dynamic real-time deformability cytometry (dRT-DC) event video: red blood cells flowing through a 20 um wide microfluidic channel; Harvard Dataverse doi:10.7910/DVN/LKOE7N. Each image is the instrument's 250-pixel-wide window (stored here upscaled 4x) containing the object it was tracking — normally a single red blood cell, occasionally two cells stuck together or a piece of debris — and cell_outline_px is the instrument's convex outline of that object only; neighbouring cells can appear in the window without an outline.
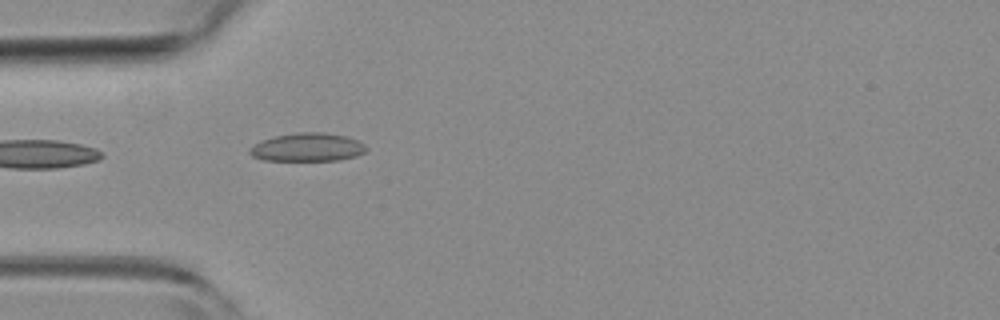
{"species": "common noctule bat (a hibernating species)", "species_latin": "Nyctalus noctula", "temperature_condition": "room temperature", "stored_images_in_passage": 3, "camera_frame_rate_fps": 3000, "um_per_image_px": 0.085, "animal": {"sex": "female", "body_mass_g": 19.3, "forearm_length_mm": 54.1}, "frame": {"image": 1, "passage_image": 3, "time_ms": 0.667, "image_size_px": [1000, 320], "cell_outline_px": [[368, 148], [364, 152], [356, 156], [340, 160], [264, 160], [252, 156], [248, 152], [248, 148], [264, 140], [276, 136], [296, 132], [324, 132], [344, 136], [356, 140], [364, 144]], "centroid_in_image_um": [26.14, 12.52], "position_along_channel_um": 58.9, "area_um2": 19.07}}